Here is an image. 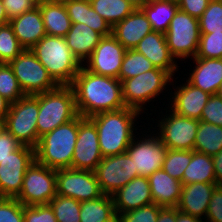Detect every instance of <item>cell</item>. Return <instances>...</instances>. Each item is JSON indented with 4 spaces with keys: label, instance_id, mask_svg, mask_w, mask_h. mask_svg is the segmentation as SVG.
<instances>
[{
    "label": "cell",
    "instance_id": "cell-1",
    "mask_svg": "<svg viewBox=\"0 0 222 222\" xmlns=\"http://www.w3.org/2000/svg\"><path fill=\"white\" fill-rule=\"evenodd\" d=\"M75 95L76 110L82 117L125 108L122 82L113 77L97 75L81 66L70 85Z\"/></svg>",
    "mask_w": 222,
    "mask_h": 222
},
{
    "label": "cell",
    "instance_id": "cell-2",
    "mask_svg": "<svg viewBox=\"0 0 222 222\" xmlns=\"http://www.w3.org/2000/svg\"><path fill=\"white\" fill-rule=\"evenodd\" d=\"M142 116L138 110L125 107L117 111L101 112L89 117L96 126L103 157L126 152L136 133L144 130L142 124L136 126L139 124L138 119L140 121L142 118L146 120ZM138 127L142 128L138 129ZM137 130L139 131L137 132Z\"/></svg>",
    "mask_w": 222,
    "mask_h": 222
},
{
    "label": "cell",
    "instance_id": "cell-3",
    "mask_svg": "<svg viewBox=\"0 0 222 222\" xmlns=\"http://www.w3.org/2000/svg\"><path fill=\"white\" fill-rule=\"evenodd\" d=\"M30 50L58 85H71L82 66L64 37L45 35Z\"/></svg>",
    "mask_w": 222,
    "mask_h": 222
},
{
    "label": "cell",
    "instance_id": "cell-4",
    "mask_svg": "<svg viewBox=\"0 0 222 222\" xmlns=\"http://www.w3.org/2000/svg\"><path fill=\"white\" fill-rule=\"evenodd\" d=\"M77 135L78 115L40 137L35 147V160L55 170L72 168Z\"/></svg>",
    "mask_w": 222,
    "mask_h": 222
},
{
    "label": "cell",
    "instance_id": "cell-5",
    "mask_svg": "<svg viewBox=\"0 0 222 222\" xmlns=\"http://www.w3.org/2000/svg\"><path fill=\"white\" fill-rule=\"evenodd\" d=\"M172 80L173 77L167 71L159 68H155L143 72L135 77L123 80L122 98L124 105L138 110L142 114L146 113L147 119L149 115L147 111L145 112V110H149L147 108L155 102V98L158 97L160 100L159 94L161 95L162 93V95H164L163 93H165L166 96V91H168L167 88L170 87ZM163 90L166 91L164 92Z\"/></svg>",
    "mask_w": 222,
    "mask_h": 222
},
{
    "label": "cell",
    "instance_id": "cell-6",
    "mask_svg": "<svg viewBox=\"0 0 222 222\" xmlns=\"http://www.w3.org/2000/svg\"><path fill=\"white\" fill-rule=\"evenodd\" d=\"M77 115L75 95L70 85H59L54 90L39 93L38 136L53 131Z\"/></svg>",
    "mask_w": 222,
    "mask_h": 222
},
{
    "label": "cell",
    "instance_id": "cell-7",
    "mask_svg": "<svg viewBox=\"0 0 222 222\" xmlns=\"http://www.w3.org/2000/svg\"><path fill=\"white\" fill-rule=\"evenodd\" d=\"M165 107L163 110L166 112L163 113V110L159 109L160 113L157 112L159 114L157 119H159L151 118L150 122L153 121V124L148 122L147 126H151L150 128L159 136L167 149L194 150L199 120L181 116L172 111L167 105ZM154 123L155 127H152Z\"/></svg>",
    "mask_w": 222,
    "mask_h": 222
},
{
    "label": "cell",
    "instance_id": "cell-8",
    "mask_svg": "<svg viewBox=\"0 0 222 222\" xmlns=\"http://www.w3.org/2000/svg\"><path fill=\"white\" fill-rule=\"evenodd\" d=\"M38 113L39 93L25 95L10 104L5 128L19 143L35 148L40 139L37 130Z\"/></svg>",
    "mask_w": 222,
    "mask_h": 222
},
{
    "label": "cell",
    "instance_id": "cell-9",
    "mask_svg": "<svg viewBox=\"0 0 222 222\" xmlns=\"http://www.w3.org/2000/svg\"><path fill=\"white\" fill-rule=\"evenodd\" d=\"M200 35L199 19L178 9L165 33L167 46L176 61L195 57Z\"/></svg>",
    "mask_w": 222,
    "mask_h": 222
},
{
    "label": "cell",
    "instance_id": "cell-10",
    "mask_svg": "<svg viewBox=\"0 0 222 222\" xmlns=\"http://www.w3.org/2000/svg\"><path fill=\"white\" fill-rule=\"evenodd\" d=\"M140 123H144L145 130H140V133H137L126 152L131 157L134 171H138V176L149 177L162 168L167 147L153 129L150 130V126L145 127L147 123L144 121Z\"/></svg>",
    "mask_w": 222,
    "mask_h": 222
},
{
    "label": "cell",
    "instance_id": "cell-11",
    "mask_svg": "<svg viewBox=\"0 0 222 222\" xmlns=\"http://www.w3.org/2000/svg\"><path fill=\"white\" fill-rule=\"evenodd\" d=\"M9 65L25 95L48 92L59 86L29 49H24Z\"/></svg>",
    "mask_w": 222,
    "mask_h": 222
},
{
    "label": "cell",
    "instance_id": "cell-12",
    "mask_svg": "<svg viewBox=\"0 0 222 222\" xmlns=\"http://www.w3.org/2000/svg\"><path fill=\"white\" fill-rule=\"evenodd\" d=\"M56 195V170L34 160L27 168L16 199L23 205H42L49 204Z\"/></svg>",
    "mask_w": 222,
    "mask_h": 222
},
{
    "label": "cell",
    "instance_id": "cell-13",
    "mask_svg": "<svg viewBox=\"0 0 222 222\" xmlns=\"http://www.w3.org/2000/svg\"><path fill=\"white\" fill-rule=\"evenodd\" d=\"M35 160V148L21 145L0 162V197L16 198L27 168Z\"/></svg>",
    "mask_w": 222,
    "mask_h": 222
},
{
    "label": "cell",
    "instance_id": "cell-14",
    "mask_svg": "<svg viewBox=\"0 0 222 222\" xmlns=\"http://www.w3.org/2000/svg\"><path fill=\"white\" fill-rule=\"evenodd\" d=\"M57 194L80 202L103 195L93 171L63 168L56 170Z\"/></svg>",
    "mask_w": 222,
    "mask_h": 222
},
{
    "label": "cell",
    "instance_id": "cell-15",
    "mask_svg": "<svg viewBox=\"0 0 222 222\" xmlns=\"http://www.w3.org/2000/svg\"><path fill=\"white\" fill-rule=\"evenodd\" d=\"M94 173L102 193L110 196L138 177V171H134L133 161L127 152L103 157Z\"/></svg>",
    "mask_w": 222,
    "mask_h": 222
},
{
    "label": "cell",
    "instance_id": "cell-16",
    "mask_svg": "<svg viewBox=\"0 0 222 222\" xmlns=\"http://www.w3.org/2000/svg\"><path fill=\"white\" fill-rule=\"evenodd\" d=\"M103 159L94 122L78 114V135L73 152L72 168L95 171Z\"/></svg>",
    "mask_w": 222,
    "mask_h": 222
},
{
    "label": "cell",
    "instance_id": "cell-17",
    "mask_svg": "<svg viewBox=\"0 0 222 222\" xmlns=\"http://www.w3.org/2000/svg\"><path fill=\"white\" fill-rule=\"evenodd\" d=\"M126 49L113 37H103L82 66L90 72L119 79Z\"/></svg>",
    "mask_w": 222,
    "mask_h": 222
},
{
    "label": "cell",
    "instance_id": "cell-18",
    "mask_svg": "<svg viewBox=\"0 0 222 222\" xmlns=\"http://www.w3.org/2000/svg\"><path fill=\"white\" fill-rule=\"evenodd\" d=\"M178 79V76L176 78L174 77L172 80V89L174 92H172V89H168L170 93L169 102L166 104L172 111L175 113L185 116L191 119L199 120L201 119V115L203 112V108L205 107L206 103L208 102V99L210 98V94L207 92L202 91L199 88L194 87L190 83H188L185 79L181 80L180 84L176 86V81ZM175 81V84H174ZM185 81V82H184ZM184 82V83H183ZM182 83V84H181ZM171 90V91H170ZM171 103V104H170Z\"/></svg>",
    "mask_w": 222,
    "mask_h": 222
},
{
    "label": "cell",
    "instance_id": "cell-19",
    "mask_svg": "<svg viewBox=\"0 0 222 222\" xmlns=\"http://www.w3.org/2000/svg\"><path fill=\"white\" fill-rule=\"evenodd\" d=\"M135 50L148 58L155 68L167 71L173 78L179 73L178 61L170 53L165 34L151 31L135 47Z\"/></svg>",
    "mask_w": 222,
    "mask_h": 222
},
{
    "label": "cell",
    "instance_id": "cell-20",
    "mask_svg": "<svg viewBox=\"0 0 222 222\" xmlns=\"http://www.w3.org/2000/svg\"><path fill=\"white\" fill-rule=\"evenodd\" d=\"M191 60H193V62H191L193 63V69L191 63H189L191 67L189 68V75L184 74V76H188L185 78L186 81L210 95L216 94L222 82V58L194 57L189 61Z\"/></svg>",
    "mask_w": 222,
    "mask_h": 222
},
{
    "label": "cell",
    "instance_id": "cell-21",
    "mask_svg": "<svg viewBox=\"0 0 222 222\" xmlns=\"http://www.w3.org/2000/svg\"><path fill=\"white\" fill-rule=\"evenodd\" d=\"M112 197L117 215L154 203L148 177L143 176L133 178Z\"/></svg>",
    "mask_w": 222,
    "mask_h": 222
},
{
    "label": "cell",
    "instance_id": "cell-22",
    "mask_svg": "<svg viewBox=\"0 0 222 222\" xmlns=\"http://www.w3.org/2000/svg\"><path fill=\"white\" fill-rule=\"evenodd\" d=\"M151 31L150 21L141 9H135L112 27L113 37L126 50L135 49L138 43Z\"/></svg>",
    "mask_w": 222,
    "mask_h": 222
},
{
    "label": "cell",
    "instance_id": "cell-23",
    "mask_svg": "<svg viewBox=\"0 0 222 222\" xmlns=\"http://www.w3.org/2000/svg\"><path fill=\"white\" fill-rule=\"evenodd\" d=\"M216 183L196 182L183 185L176 208L186 214L205 220Z\"/></svg>",
    "mask_w": 222,
    "mask_h": 222
},
{
    "label": "cell",
    "instance_id": "cell-24",
    "mask_svg": "<svg viewBox=\"0 0 222 222\" xmlns=\"http://www.w3.org/2000/svg\"><path fill=\"white\" fill-rule=\"evenodd\" d=\"M9 24L12 26L17 40L24 49H31L46 35L45 26L42 20L39 7L24 12L11 20Z\"/></svg>",
    "mask_w": 222,
    "mask_h": 222
},
{
    "label": "cell",
    "instance_id": "cell-25",
    "mask_svg": "<svg viewBox=\"0 0 222 222\" xmlns=\"http://www.w3.org/2000/svg\"><path fill=\"white\" fill-rule=\"evenodd\" d=\"M153 202L161 207H176L183 184L172 178L162 168L148 177Z\"/></svg>",
    "mask_w": 222,
    "mask_h": 222
},
{
    "label": "cell",
    "instance_id": "cell-26",
    "mask_svg": "<svg viewBox=\"0 0 222 222\" xmlns=\"http://www.w3.org/2000/svg\"><path fill=\"white\" fill-rule=\"evenodd\" d=\"M64 38L72 54L83 64L103 36L84 23H72Z\"/></svg>",
    "mask_w": 222,
    "mask_h": 222
},
{
    "label": "cell",
    "instance_id": "cell-27",
    "mask_svg": "<svg viewBox=\"0 0 222 222\" xmlns=\"http://www.w3.org/2000/svg\"><path fill=\"white\" fill-rule=\"evenodd\" d=\"M71 23H84L103 37L112 35V27L91 6L82 0H72L64 3Z\"/></svg>",
    "mask_w": 222,
    "mask_h": 222
},
{
    "label": "cell",
    "instance_id": "cell-28",
    "mask_svg": "<svg viewBox=\"0 0 222 222\" xmlns=\"http://www.w3.org/2000/svg\"><path fill=\"white\" fill-rule=\"evenodd\" d=\"M45 26L46 35L65 37L71 28V20L63 3L45 1L37 3Z\"/></svg>",
    "mask_w": 222,
    "mask_h": 222
},
{
    "label": "cell",
    "instance_id": "cell-29",
    "mask_svg": "<svg viewBox=\"0 0 222 222\" xmlns=\"http://www.w3.org/2000/svg\"><path fill=\"white\" fill-rule=\"evenodd\" d=\"M182 184L216 183L212 156L191 150V162L183 173Z\"/></svg>",
    "mask_w": 222,
    "mask_h": 222
},
{
    "label": "cell",
    "instance_id": "cell-30",
    "mask_svg": "<svg viewBox=\"0 0 222 222\" xmlns=\"http://www.w3.org/2000/svg\"><path fill=\"white\" fill-rule=\"evenodd\" d=\"M178 9L177 2L172 0H152L141 8L150 21L152 31L164 34L167 32L170 21Z\"/></svg>",
    "mask_w": 222,
    "mask_h": 222
},
{
    "label": "cell",
    "instance_id": "cell-31",
    "mask_svg": "<svg viewBox=\"0 0 222 222\" xmlns=\"http://www.w3.org/2000/svg\"><path fill=\"white\" fill-rule=\"evenodd\" d=\"M80 207V222H108L117 215L110 195L83 201Z\"/></svg>",
    "mask_w": 222,
    "mask_h": 222
},
{
    "label": "cell",
    "instance_id": "cell-32",
    "mask_svg": "<svg viewBox=\"0 0 222 222\" xmlns=\"http://www.w3.org/2000/svg\"><path fill=\"white\" fill-rule=\"evenodd\" d=\"M222 150V127L199 121L194 151L214 156Z\"/></svg>",
    "mask_w": 222,
    "mask_h": 222
},
{
    "label": "cell",
    "instance_id": "cell-33",
    "mask_svg": "<svg viewBox=\"0 0 222 222\" xmlns=\"http://www.w3.org/2000/svg\"><path fill=\"white\" fill-rule=\"evenodd\" d=\"M91 6L111 27L135 10L127 0H94Z\"/></svg>",
    "mask_w": 222,
    "mask_h": 222
},
{
    "label": "cell",
    "instance_id": "cell-34",
    "mask_svg": "<svg viewBox=\"0 0 222 222\" xmlns=\"http://www.w3.org/2000/svg\"><path fill=\"white\" fill-rule=\"evenodd\" d=\"M152 69H155V66L148 58L135 49H127L122 60L119 80L122 82Z\"/></svg>",
    "mask_w": 222,
    "mask_h": 222
},
{
    "label": "cell",
    "instance_id": "cell-35",
    "mask_svg": "<svg viewBox=\"0 0 222 222\" xmlns=\"http://www.w3.org/2000/svg\"><path fill=\"white\" fill-rule=\"evenodd\" d=\"M49 205L58 222H80V201L57 194Z\"/></svg>",
    "mask_w": 222,
    "mask_h": 222
},
{
    "label": "cell",
    "instance_id": "cell-36",
    "mask_svg": "<svg viewBox=\"0 0 222 222\" xmlns=\"http://www.w3.org/2000/svg\"><path fill=\"white\" fill-rule=\"evenodd\" d=\"M191 162V150L167 149L162 169L172 178L182 181L183 173Z\"/></svg>",
    "mask_w": 222,
    "mask_h": 222
},
{
    "label": "cell",
    "instance_id": "cell-37",
    "mask_svg": "<svg viewBox=\"0 0 222 222\" xmlns=\"http://www.w3.org/2000/svg\"><path fill=\"white\" fill-rule=\"evenodd\" d=\"M24 48L14 34L12 26L8 23L0 26V63L9 64Z\"/></svg>",
    "mask_w": 222,
    "mask_h": 222
},
{
    "label": "cell",
    "instance_id": "cell-38",
    "mask_svg": "<svg viewBox=\"0 0 222 222\" xmlns=\"http://www.w3.org/2000/svg\"><path fill=\"white\" fill-rule=\"evenodd\" d=\"M0 95L10 103H14L25 96L12 67L7 63H0Z\"/></svg>",
    "mask_w": 222,
    "mask_h": 222
},
{
    "label": "cell",
    "instance_id": "cell-39",
    "mask_svg": "<svg viewBox=\"0 0 222 222\" xmlns=\"http://www.w3.org/2000/svg\"><path fill=\"white\" fill-rule=\"evenodd\" d=\"M200 34L222 32V0H210L199 18Z\"/></svg>",
    "mask_w": 222,
    "mask_h": 222
},
{
    "label": "cell",
    "instance_id": "cell-40",
    "mask_svg": "<svg viewBox=\"0 0 222 222\" xmlns=\"http://www.w3.org/2000/svg\"><path fill=\"white\" fill-rule=\"evenodd\" d=\"M197 58H222V32L201 34Z\"/></svg>",
    "mask_w": 222,
    "mask_h": 222
},
{
    "label": "cell",
    "instance_id": "cell-41",
    "mask_svg": "<svg viewBox=\"0 0 222 222\" xmlns=\"http://www.w3.org/2000/svg\"><path fill=\"white\" fill-rule=\"evenodd\" d=\"M162 208L155 203H151L125 213H120L119 217L121 222H156Z\"/></svg>",
    "mask_w": 222,
    "mask_h": 222
},
{
    "label": "cell",
    "instance_id": "cell-42",
    "mask_svg": "<svg viewBox=\"0 0 222 222\" xmlns=\"http://www.w3.org/2000/svg\"><path fill=\"white\" fill-rule=\"evenodd\" d=\"M0 222H24L23 204L16 198L0 197Z\"/></svg>",
    "mask_w": 222,
    "mask_h": 222
},
{
    "label": "cell",
    "instance_id": "cell-43",
    "mask_svg": "<svg viewBox=\"0 0 222 222\" xmlns=\"http://www.w3.org/2000/svg\"><path fill=\"white\" fill-rule=\"evenodd\" d=\"M24 222H58L49 204L23 205Z\"/></svg>",
    "mask_w": 222,
    "mask_h": 222
},
{
    "label": "cell",
    "instance_id": "cell-44",
    "mask_svg": "<svg viewBox=\"0 0 222 222\" xmlns=\"http://www.w3.org/2000/svg\"><path fill=\"white\" fill-rule=\"evenodd\" d=\"M200 121L222 127V99L217 95H211L203 108Z\"/></svg>",
    "mask_w": 222,
    "mask_h": 222
},
{
    "label": "cell",
    "instance_id": "cell-45",
    "mask_svg": "<svg viewBox=\"0 0 222 222\" xmlns=\"http://www.w3.org/2000/svg\"><path fill=\"white\" fill-rule=\"evenodd\" d=\"M2 2L9 20L37 7L35 0H2Z\"/></svg>",
    "mask_w": 222,
    "mask_h": 222
},
{
    "label": "cell",
    "instance_id": "cell-46",
    "mask_svg": "<svg viewBox=\"0 0 222 222\" xmlns=\"http://www.w3.org/2000/svg\"><path fill=\"white\" fill-rule=\"evenodd\" d=\"M205 222H222V185H217L212 192Z\"/></svg>",
    "mask_w": 222,
    "mask_h": 222
},
{
    "label": "cell",
    "instance_id": "cell-47",
    "mask_svg": "<svg viewBox=\"0 0 222 222\" xmlns=\"http://www.w3.org/2000/svg\"><path fill=\"white\" fill-rule=\"evenodd\" d=\"M210 0H179L177 2L179 9L199 19L206 10Z\"/></svg>",
    "mask_w": 222,
    "mask_h": 222
},
{
    "label": "cell",
    "instance_id": "cell-48",
    "mask_svg": "<svg viewBox=\"0 0 222 222\" xmlns=\"http://www.w3.org/2000/svg\"><path fill=\"white\" fill-rule=\"evenodd\" d=\"M22 144L6 129L0 134V162L17 150Z\"/></svg>",
    "mask_w": 222,
    "mask_h": 222
},
{
    "label": "cell",
    "instance_id": "cell-49",
    "mask_svg": "<svg viewBox=\"0 0 222 222\" xmlns=\"http://www.w3.org/2000/svg\"><path fill=\"white\" fill-rule=\"evenodd\" d=\"M176 217V207H163L159 212L156 222H176Z\"/></svg>",
    "mask_w": 222,
    "mask_h": 222
},
{
    "label": "cell",
    "instance_id": "cell-50",
    "mask_svg": "<svg viewBox=\"0 0 222 222\" xmlns=\"http://www.w3.org/2000/svg\"><path fill=\"white\" fill-rule=\"evenodd\" d=\"M212 160L214 163V174L216 177V184L217 185H222V150L212 156Z\"/></svg>",
    "mask_w": 222,
    "mask_h": 222
},
{
    "label": "cell",
    "instance_id": "cell-51",
    "mask_svg": "<svg viewBox=\"0 0 222 222\" xmlns=\"http://www.w3.org/2000/svg\"><path fill=\"white\" fill-rule=\"evenodd\" d=\"M176 222H205L200 218L194 217L190 214L183 213L177 209Z\"/></svg>",
    "mask_w": 222,
    "mask_h": 222
},
{
    "label": "cell",
    "instance_id": "cell-52",
    "mask_svg": "<svg viewBox=\"0 0 222 222\" xmlns=\"http://www.w3.org/2000/svg\"><path fill=\"white\" fill-rule=\"evenodd\" d=\"M10 104L11 103L8 100H6L2 95H0V116L6 118L10 109Z\"/></svg>",
    "mask_w": 222,
    "mask_h": 222
},
{
    "label": "cell",
    "instance_id": "cell-53",
    "mask_svg": "<svg viewBox=\"0 0 222 222\" xmlns=\"http://www.w3.org/2000/svg\"><path fill=\"white\" fill-rule=\"evenodd\" d=\"M8 23H9V19L6 15L3 2L2 0H0V26L8 24Z\"/></svg>",
    "mask_w": 222,
    "mask_h": 222
},
{
    "label": "cell",
    "instance_id": "cell-54",
    "mask_svg": "<svg viewBox=\"0 0 222 222\" xmlns=\"http://www.w3.org/2000/svg\"><path fill=\"white\" fill-rule=\"evenodd\" d=\"M135 9H141L143 6L149 4L152 0H127Z\"/></svg>",
    "mask_w": 222,
    "mask_h": 222
},
{
    "label": "cell",
    "instance_id": "cell-55",
    "mask_svg": "<svg viewBox=\"0 0 222 222\" xmlns=\"http://www.w3.org/2000/svg\"><path fill=\"white\" fill-rule=\"evenodd\" d=\"M5 117L0 116V134L5 130Z\"/></svg>",
    "mask_w": 222,
    "mask_h": 222
},
{
    "label": "cell",
    "instance_id": "cell-56",
    "mask_svg": "<svg viewBox=\"0 0 222 222\" xmlns=\"http://www.w3.org/2000/svg\"><path fill=\"white\" fill-rule=\"evenodd\" d=\"M216 94L222 99V82L218 87Z\"/></svg>",
    "mask_w": 222,
    "mask_h": 222
},
{
    "label": "cell",
    "instance_id": "cell-57",
    "mask_svg": "<svg viewBox=\"0 0 222 222\" xmlns=\"http://www.w3.org/2000/svg\"><path fill=\"white\" fill-rule=\"evenodd\" d=\"M108 222H121L119 215H116L113 219L109 220Z\"/></svg>",
    "mask_w": 222,
    "mask_h": 222
},
{
    "label": "cell",
    "instance_id": "cell-58",
    "mask_svg": "<svg viewBox=\"0 0 222 222\" xmlns=\"http://www.w3.org/2000/svg\"><path fill=\"white\" fill-rule=\"evenodd\" d=\"M51 2H55V3H66V2H69V1H72V0H49Z\"/></svg>",
    "mask_w": 222,
    "mask_h": 222
},
{
    "label": "cell",
    "instance_id": "cell-59",
    "mask_svg": "<svg viewBox=\"0 0 222 222\" xmlns=\"http://www.w3.org/2000/svg\"><path fill=\"white\" fill-rule=\"evenodd\" d=\"M37 3H41V2H45V1H49V0H35Z\"/></svg>",
    "mask_w": 222,
    "mask_h": 222
},
{
    "label": "cell",
    "instance_id": "cell-60",
    "mask_svg": "<svg viewBox=\"0 0 222 222\" xmlns=\"http://www.w3.org/2000/svg\"><path fill=\"white\" fill-rule=\"evenodd\" d=\"M82 1L91 3V2L94 1V0H82Z\"/></svg>",
    "mask_w": 222,
    "mask_h": 222
}]
</instances>
